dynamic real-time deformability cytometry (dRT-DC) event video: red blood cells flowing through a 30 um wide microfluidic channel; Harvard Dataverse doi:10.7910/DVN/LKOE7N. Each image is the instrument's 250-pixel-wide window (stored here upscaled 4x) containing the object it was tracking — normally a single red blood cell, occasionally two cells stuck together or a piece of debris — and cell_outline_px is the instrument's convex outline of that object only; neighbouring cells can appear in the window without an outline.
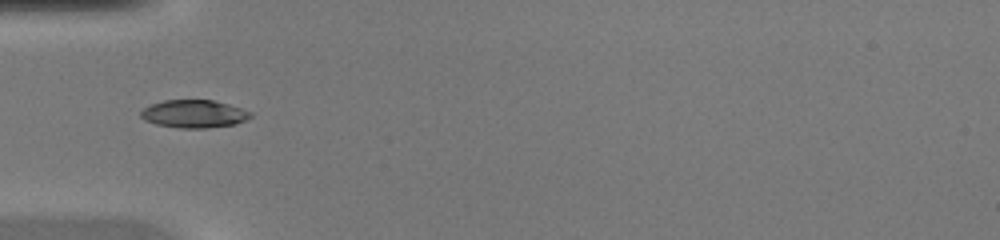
{"species": "common noctule bat (a hibernating species)", "species_latin": "Nyctalus noctula", "temperature_condition": "warm", "stored_images_in_passage": 34, "camera_frame_rate_fps": 3000, "um_per_image_px": 0.085, "animal": {"sex": "female", "body_mass_g": 20.0, "forearm_length_mm": 54.0}, "frame": {"image": 1, "passage_image": 4, "time_ms": 1.0, "image_size_px": [1000, 240], "cell_outline_px": [[252, 116], [236, 124], [208, 128], [180, 128], [156, 124], [144, 120], [140, 116], [140, 112], [144, 108], [152, 104], [164, 100], [212, 100], [228, 104], [252, 112]], "centroid_in_image_um": [16.48, 9.68], "position_along_channel_um": 68.5, "area_um2": 17.74}}
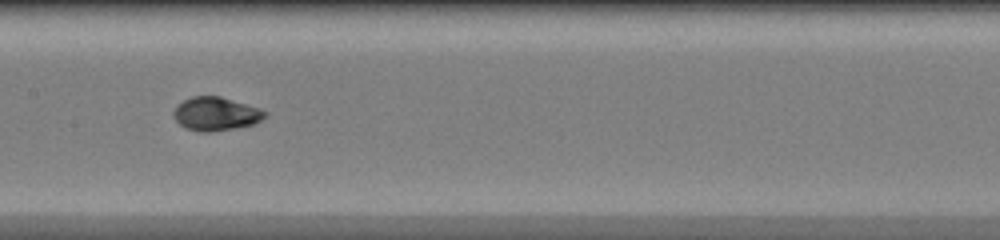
{"frame": {"image": 2, "passage_image": 12, "time_ms": 3.667, "image_size_px": [1000, 240], "cell_outline_px": [[268, 116], [252, 124], [232, 128], [208, 132], [200, 132], [184, 128], [172, 116], [172, 112], [184, 100], [192, 96], [220, 96], [260, 108], [268, 112]], "centroid_in_image_um": [18.34, 9.67], "position_along_channel_um": 189.1, "area_um2": 17.74}}
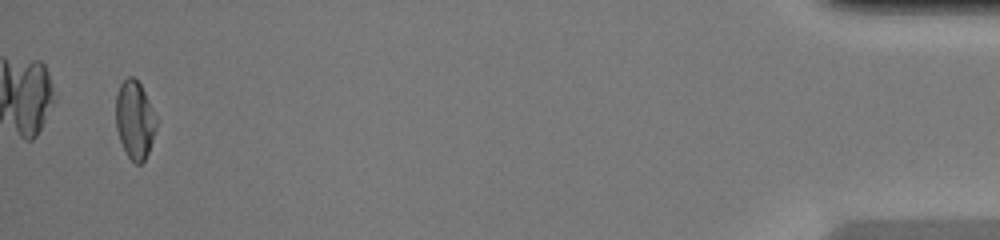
{"frame": {"image": 3, "passage_image": 33, "time_ms": 10.667, "image_size_px": [1000, 240], "cell_outline_px": [[156, 128], [148, 152], [144, 160], [140, 164], [136, 164], [128, 156], [120, 140], [116, 128], [116, 96], [120, 84], [128, 76], [132, 76], [140, 84], [156, 116]], "centroid_in_image_um": [11.44, 10.18], "position_along_channel_um": 423.8, "area_um2": 18.09}}